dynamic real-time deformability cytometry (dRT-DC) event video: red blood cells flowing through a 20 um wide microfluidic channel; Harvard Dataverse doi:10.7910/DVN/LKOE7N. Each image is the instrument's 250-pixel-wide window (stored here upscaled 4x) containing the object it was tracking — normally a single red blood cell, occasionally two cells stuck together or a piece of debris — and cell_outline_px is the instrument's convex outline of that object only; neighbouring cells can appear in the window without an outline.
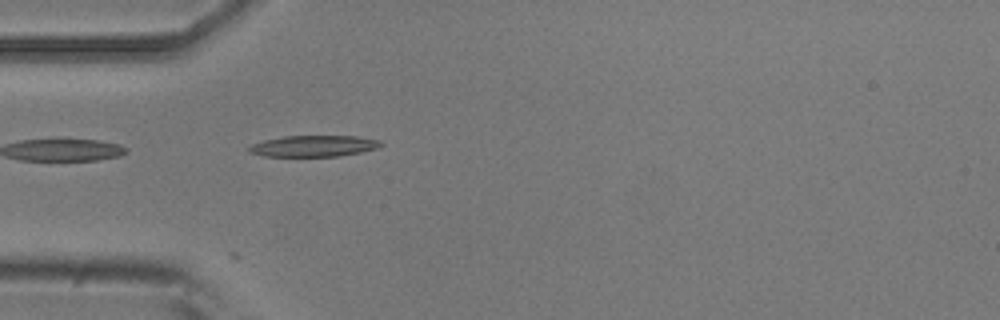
{"species": "common noctule bat (a hibernating species)", "species_latin": "Nyctalus noctula", "temperature_condition": "room temperature", "stored_images_in_passage": 15, "camera_frame_rate_fps": 3000, "um_per_image_px": 0.085, "animal": {"sex": "male", "body_mass_g": 20.5, "forearm_length_mm": 52.5}, "frame": {"image": 1, "passage_image": 15, "time_ms": 4.667, "image_size_px": [1000, 320], "cell_outline_px": [[384, 144], [376, 148], [360, 152], [340, 156], [264, 156], [248, 152], [248, 148], [252, 144], [264, 140], [284, 136], [356, 136], [380, 140]], "centroid_in_image_um": [26.66, 12.41], "position_along_channel_um": 58.3, "area_um2": 16.24}}